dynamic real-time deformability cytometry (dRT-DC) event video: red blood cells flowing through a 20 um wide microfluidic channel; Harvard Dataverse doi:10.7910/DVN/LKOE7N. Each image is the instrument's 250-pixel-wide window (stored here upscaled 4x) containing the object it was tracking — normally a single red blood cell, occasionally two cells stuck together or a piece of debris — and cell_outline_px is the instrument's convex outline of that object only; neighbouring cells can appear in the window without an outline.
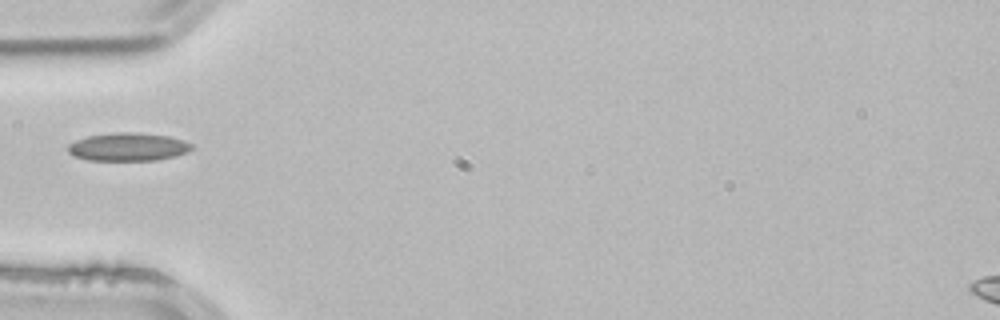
{"species": "common noctule bat (a hibernating species)", "species_latin": "Nyctalus noctula", "temperature_condition": "room temperature", "stored_images_in_passage": 36, "camera_frame_rate_fps": 3000, "um_per_image_px": 0.085, "animal": {"sex": "male", "body_mass_g": 21.5, "forearm_length_mm": 52.0}, "frame": {"image": 1, "passage_image": 1, "time_ms": 0.0, "image_size_px": [1000, 320], "cell_outline_px": [[192, 148], [188, 152], [176, 156], [156, 160], [88, 160], [72, 156], [68, 152], [68, 144], [76, 140], [88, 136], [116, 132], [140, 132], [168, 136], [184, 140], [192, 144]], "centroid_in_image_um": [10.89, 12.48], "position_along_channel_um": 74.1, "area_um2": 20.4}}
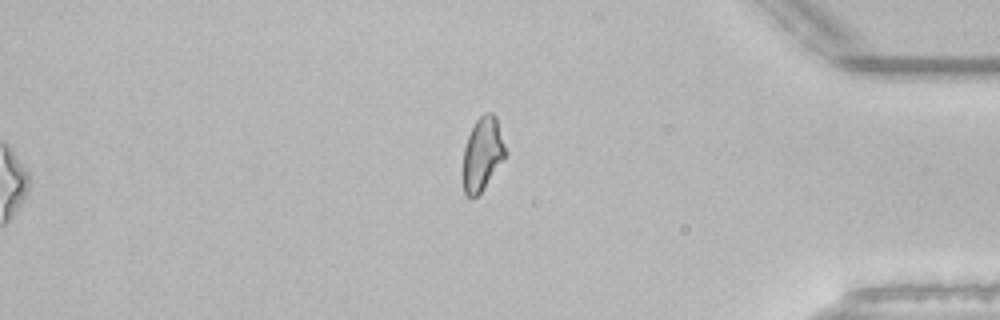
{"frame": {"image": 2, "passage_image": 28, "time_ms": 9.0, "image_size_px": [1000, 320], "cell_outline_px": [[508, 152], [504, 160], [484, 188], [472, 200], [464, 192], [464, 148], [468, 136], [476, 120], [484, 112], [492, 112], [496, 116]], "centroid_in_image_um": [41.05, 13.06], "position_along_channel_um": 394.2, "area_um2": 18.21}}
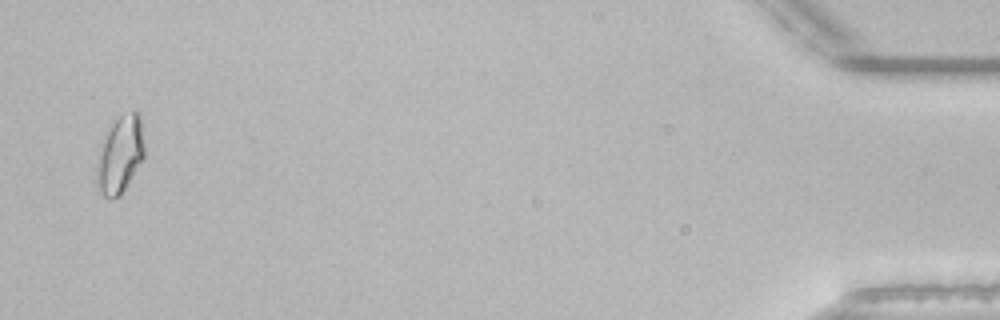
{"frame": {"image": 3, "passage_image": 35, "time_ms": 11.333, "image_size_px": [1000, 320], "cell_outline_px": [[144, 156], [120, 196], [108, 200], [96, 192], [96, 164], [104, 132], [120, 116], [132, 112], [140, 112], [144, 148]], "centroid_in_image_um": [10.15, 13.2], "position_along_channel_um": 425.0, "area_um2": 21.68}}